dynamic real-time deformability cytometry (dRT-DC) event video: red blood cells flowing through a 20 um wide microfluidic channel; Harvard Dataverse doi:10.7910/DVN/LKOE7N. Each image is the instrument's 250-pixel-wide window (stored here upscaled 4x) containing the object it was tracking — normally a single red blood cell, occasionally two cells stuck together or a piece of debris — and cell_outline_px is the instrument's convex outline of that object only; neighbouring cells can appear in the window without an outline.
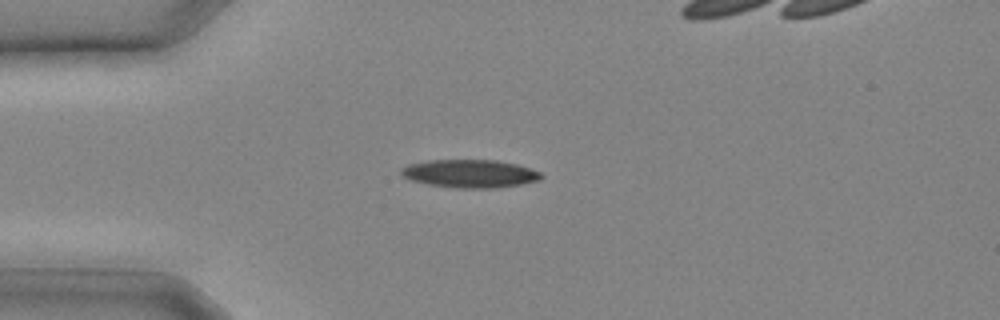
{"species": "common noctule bat (a hibernating species)", "species_latin": "Nyctalus noctula", "temperature_condition": "cold", "stored_images_in_passage": 12, "camera_frame_rate_fps": 3000, "um_per_image_px": 0.085, "animal": {"sex": "male", "body_mass_g": 20.4}, "frame": {"image": 1, "passage_image": 1, "time_ms": 0.0, "image_size_px": [1000, 320], "cell_outline_px": [[544, 176], [540, 180], [520, 184], [496, 188], [456, 188], [428, 184], [412, 180], [400, 176], [400, 168], [408, 164], [428, 160], [496, 160], [516, 164], [540, 172]], "centroid_in_image_um": [39.91, 14.75], "position_along_channel_um": 45.1, "area_um2": 22.95}}
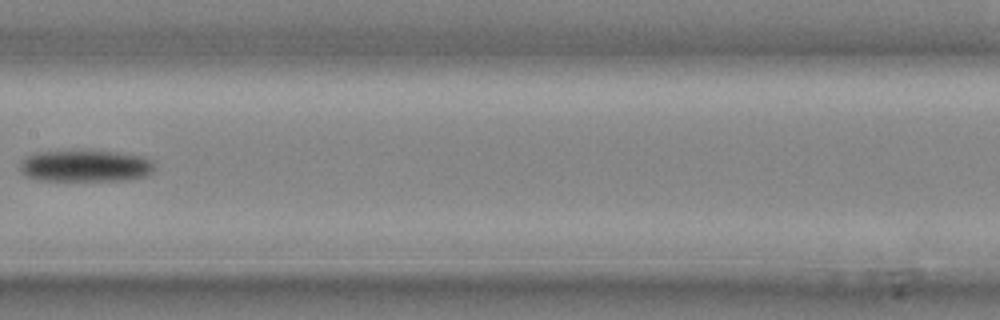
{"frame": {"image": 2, "passage_image": 8, "time_ms": 2.333, "image_size_px": [1000, 320], "cell_outline_px": [[152, 172], [144, 176], [124, 180], [40, 180], [24, 176], [20, 168], [20, 160], [36, 152], [80, 148], [144, 156], [152, 160]], "centroid_in_image_um": [7.19, 14.06], "position_along_channel_um": 200.2, "area_um2": 25.43}}
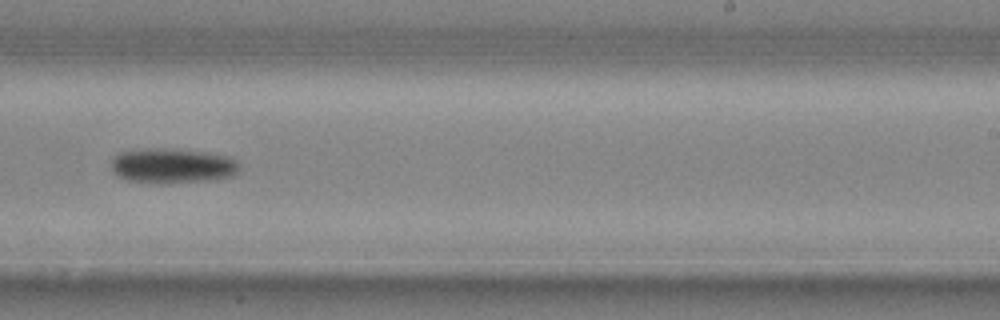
{"frame": {"image": 3, "passage_image": 11, "time_ms": 3.333, "image_size_px": [1000, 320], "cell_outline_px": [[240, 168], [232, 176], [208, 180], [168, 184], [148, 184], [128, 180], [116, 176], [112, 172], [112, 156], [120, 152], [148, 148], [164, 148], [204, 152], [228, 156], [236, 160]], "centroid_in_image_um": [14.59, 14.11], "position_along_channel_um": 274.4, "area_um2": 26.47}}